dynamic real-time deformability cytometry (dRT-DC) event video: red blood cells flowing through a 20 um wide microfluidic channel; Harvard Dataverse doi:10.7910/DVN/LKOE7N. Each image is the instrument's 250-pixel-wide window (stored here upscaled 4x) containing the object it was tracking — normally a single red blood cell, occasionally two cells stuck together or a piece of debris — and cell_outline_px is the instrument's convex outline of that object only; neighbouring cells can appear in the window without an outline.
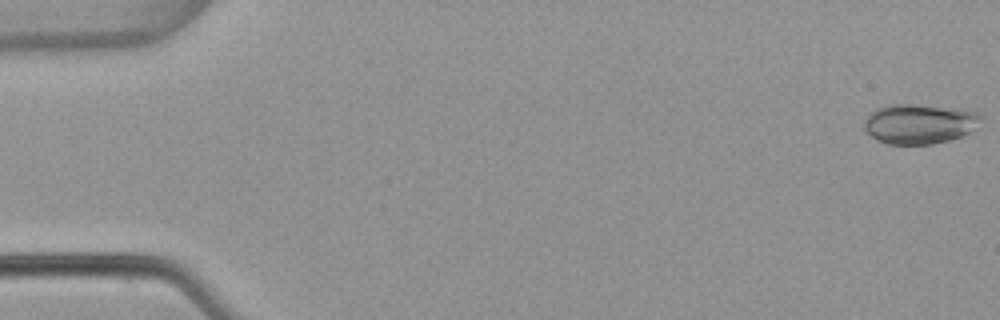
{"species": "common noctule bat (a hibernating species)", "species_latin": "Nyctalus noctula", "temperature_condition": "warm", "stored_images_in_passage": 4, "camera_frame_rate_fps": 3000, "um_per_image_px": 0.085, "animal": {"sex": "female", "body_mass_g": 22.7, "forearm_length_mm": 54.2}, "frame": {"image": 1, "passage_image": 1, "time_ms": 0.0, "image_size_px": [1000, 320], "cell_outline_px": [[984, 116], [968, 132], [960, 136], [948, 140], [932, 144], [884, 144], [876, 140], [864, 128], [864, 120], [876, 108], [892, 104], [912, 104], [964, 108], [976, 112]], "centroid_in_image_um": [78.13, 10.51], "position_along_channel_um": 6.9, "area_um2": 27.11}}